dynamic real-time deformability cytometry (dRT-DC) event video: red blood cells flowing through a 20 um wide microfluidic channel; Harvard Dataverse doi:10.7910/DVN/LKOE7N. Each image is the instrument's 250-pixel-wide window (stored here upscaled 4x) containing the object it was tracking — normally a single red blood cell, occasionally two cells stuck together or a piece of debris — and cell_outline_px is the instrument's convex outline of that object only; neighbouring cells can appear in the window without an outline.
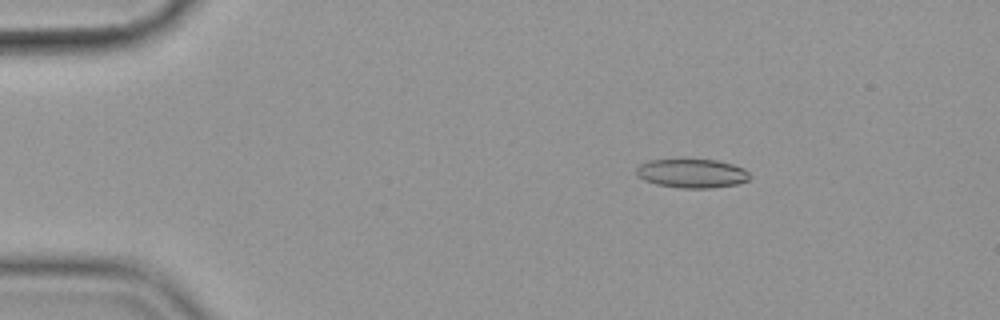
{"species": "common noctule bat (a hibernating species)", "species_latin": "Nyctalus noctula", "temperature_condition": "cold", "stored_images_in_passage": 57, "camera_frame_rate_fps": 3000, "um_per_image_px": 0.085, "animal": {"sex": "female", "body_mass_g": 19.9}, "frame": {"image": 1, "passage_image": 10, "time_ms": 3.0, "image_size_px": [1000, 320], "cell_outline_px": [[752, 176], [748, 180], [736, 184], [712, 188], [680, 188], [656, 184], [644, 180], [636, 176], [636, 168], [640, 164], [648, 160], [716, 160], [732, 164], [744, 168]], "centroid_in_image_um": [58.81, 14.74], "position_along_channel_um": 26.2, "area_um2": 19.13}}
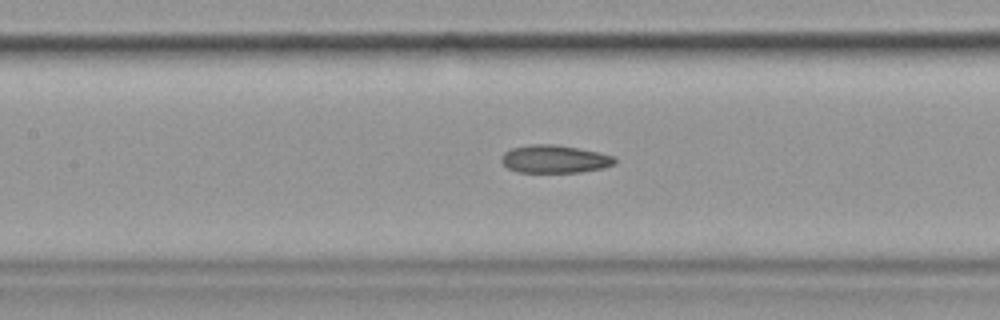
{"frame": {"image": 2, "passage_image": 27, "time_ms": 8.667, "image_size_px": [1000, 320], "cell_outline_px": [[616, 164], [604, 168], [580, 172], [516, 172], [508, 168], [500, 160], [500, 156], [504, 152], [512, 148], [528, 144], [556, 144], [616, 156]], "centroid_in_image_um": [47.13, 13.52], "position_along_channel_um": 160.3, "area_um2": 18.55}}
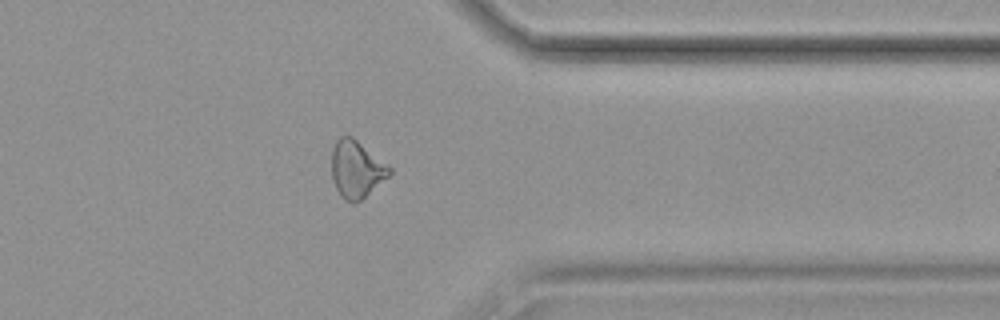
{"frame": {"image": 3, "passage_image": 46, "time_ms": 15.0, "image_size_px": [1000, 320], "cell_outline_px": [[392, 172], [388, 176], [356, 204], [352, 204], [344, 200], [340, 196], [332, 180], [332, 148], [336, 140], [340, 136], [352, 136], [388, 164], [392, 168]], "centroid_in_image_um": [30.28, 14.39], "position_along_channel_um": 381.1, "area_um2": 19.36}, "authors_computed_cell_mechanics": {"area_um2": 19.2474, "velocity_mm_per_s": 3.5972, "shape_relaxation_time_tau1_ms": null, "shape_relaxation_time_tau2_ms": 4.312, "deformation_change_tau1": null, "deformation_change_tau2": 0.1212}}